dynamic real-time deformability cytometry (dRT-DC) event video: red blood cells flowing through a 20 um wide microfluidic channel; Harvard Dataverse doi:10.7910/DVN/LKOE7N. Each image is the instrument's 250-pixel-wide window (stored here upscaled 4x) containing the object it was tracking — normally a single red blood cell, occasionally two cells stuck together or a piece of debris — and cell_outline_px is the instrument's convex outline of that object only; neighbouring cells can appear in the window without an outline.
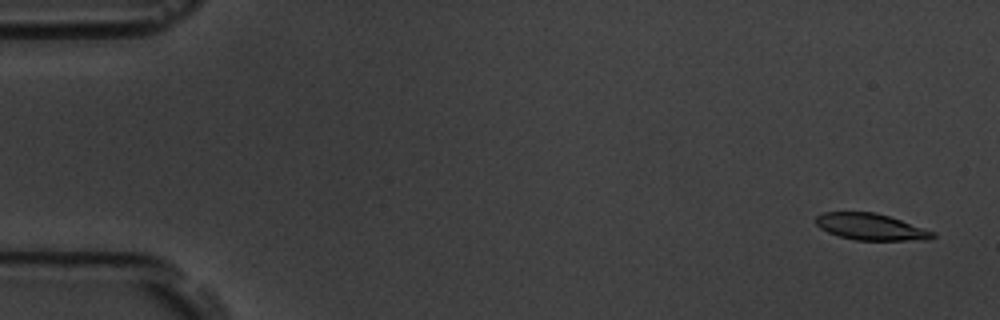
{"species": "common noctule bat (a hibernating species)", "species_latin": "Nyctalus noctula", "temperature_condition": "room temperature", "stored_images_in_passage": 4, "camera_frame_rate_fps": 3000, "um_per_image_px": 0.085, "animal": {"sex": "male", "body_mass_g": 19.5, "forearm_length_mm": 54.6}, "frame": {"image": 1, "passage_image": 1, "time_ms": 0.0, "image_size_px": [1000, 320], "cell_outline_px": [[936, 236], [928, 240], [856, 240], [840, 236], [828, 232], [820, 228], [816, 224], [816, 216], [824, 212], [876, 212], [936, 232]], "centroid_in_image_um": [74.03, 19.28], "position_along_channel_um": 11.0, "area_um2": 17.98}}
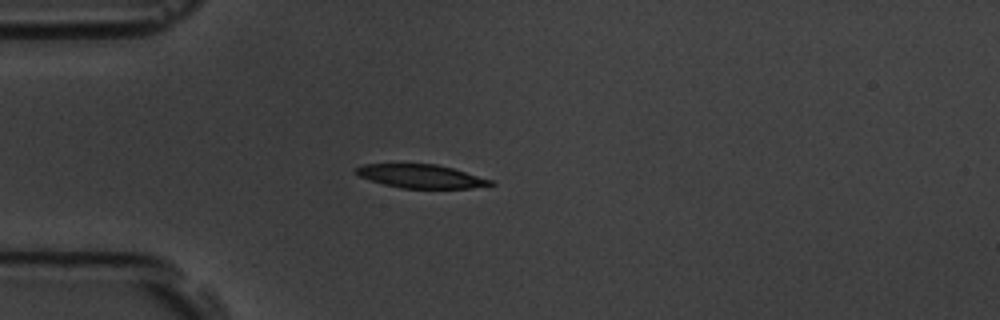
{"frame": {"image": 2, "passage_image": 4, "time_ms": 4.333, "image_size_px": [1000, 320], "cell_outline_px": [[496, 184], [472, 188], [400, 188], [384, 184], [360, 176], [356, 172], [356, 168], [364, 164], [436, 164], [452, 168], [492, 180]], "centroid_in_image_um": [35.81, 14.98], "position_along_channel_um": 49.2, "area_um2": 18.15}}